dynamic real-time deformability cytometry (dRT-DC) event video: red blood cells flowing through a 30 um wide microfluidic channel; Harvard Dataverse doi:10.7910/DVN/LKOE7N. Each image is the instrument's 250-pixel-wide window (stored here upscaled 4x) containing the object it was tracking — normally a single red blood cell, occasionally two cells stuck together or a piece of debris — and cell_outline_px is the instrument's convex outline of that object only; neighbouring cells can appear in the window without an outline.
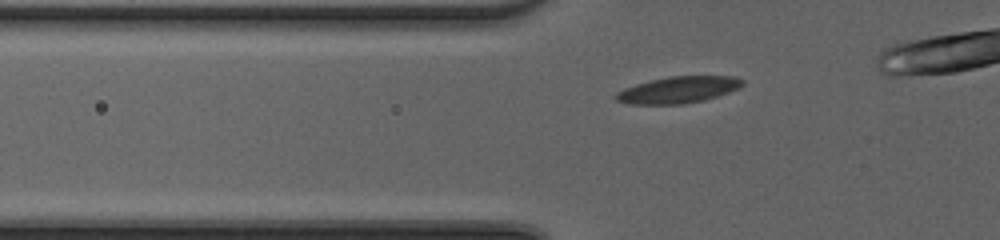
{"species": "common noctule bat (a hibernating species)", "species_latin": "Nyctalus noctula", "temperature_condition": "cold", "stored_images_in_passage": 30, "camera_frame_rate_fps": 3000, "um_per_image_px": 0.085, "animal": {"sex": "female", "body_mass_g": 20.0, "forearm_length_mm": 54.0}, "frame": {"image": 1, "passage_image": 2, "time_ms": 0.333, "image_size_px": [1000, 240], "cell_outline_px": [[744, 84], [728, 92], [704, 100], [680, 104], [628, 104], [616, 100], [616, 92], [624, 88], [636, 84], [668, 76], [736, 76], [744, 80]], "centroid_in_image_um": [57.64, 7.63], "position_along_channel_um": 68.2, "area_um2": 19.42}}
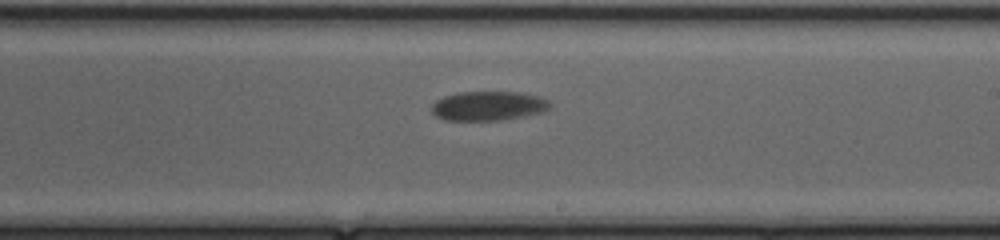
{"frame": {"image": 2, "passage_image": 16, "time_ms": 5.0, "image_size_px": [1000, 240], "cell_outline_px": [[552, 104], [548, 108], [540, 112], [524, 116], [500, 120], [444, 120], [436, 116], [432, 112], [432, 104], [436, 100], [444, 96], [460, 92], [520, 92], [536, 96], [548, 100]], "centroid_in_image_um": [41.48, 9.0], "position_along_channel_um": 247.5, "area_um2": 20.06}}
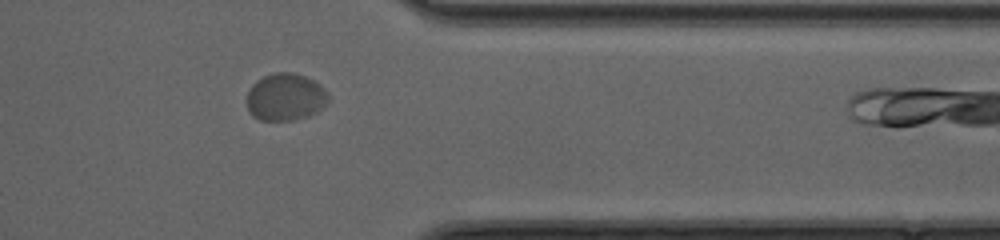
{"frame": {"image": 3, "passage_image": 27, "time_ms": 8.667, "image_size_px": [1000, 240], "cell_outline_px": [[328, 104], [316, 112], [308, 116], [292, 120], [260, 120], [252, 116], [248, 108], [248, 92], [252, 84], [256, 80], [264, 76], [276, 72], [292, 72], [304, 76], [320, 84], [328, 92]], "centroid_in_image_um": [24.28, 8.25], "position_along_channel_um": 387.1, "area_um2": 22.48}}